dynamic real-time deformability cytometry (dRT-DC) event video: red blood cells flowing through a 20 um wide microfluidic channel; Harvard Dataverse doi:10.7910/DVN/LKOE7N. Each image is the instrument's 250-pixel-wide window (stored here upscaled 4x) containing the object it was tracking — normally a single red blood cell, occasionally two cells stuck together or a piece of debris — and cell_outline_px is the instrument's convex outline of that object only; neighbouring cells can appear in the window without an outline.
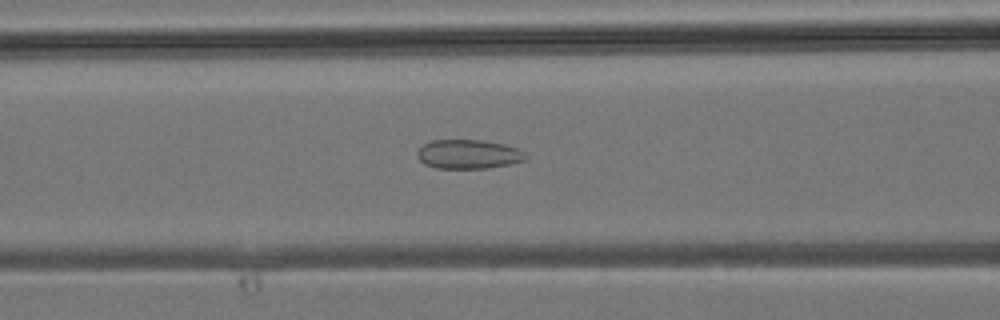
{"species": "common noctule bat (a hibernating species)", "species_latin": "Nyctalus noctula", "temperature_condition": "room temperature", "stored_images_in_passage": 30, "camera_frame_rate_fps": 3000, "um_per_image_px": 0.085, "animal": {"sex": "male", "body_mass_g": 19.2, "forearm_length_mm": 51.8}, "frame": {"image": 1, "passage_image": 9, "time_ms": 2.667, "image_size_px": [1000, 320], "cell_outline_px": [[528, 156], [524, 160], [508, 164], [488, 168], [436, 168], [424, 164], [416, 156], [416, 152], [424, 144], [432, 140], [480, 140], [504, 144], [516, 148], [524, 152]], "centroid_in_image_um": [39.79, 13.11], "position_along_channel_um": 126.8, "area_um2": 18.32}}
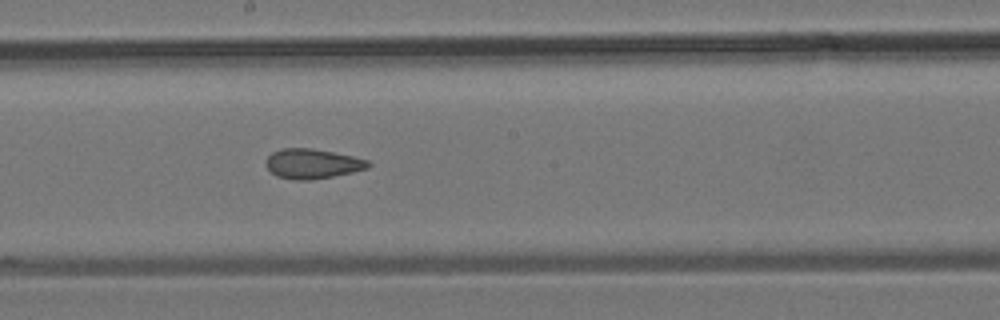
{"frame": {"image": 2, "passage_image": 14, "time_ms": 4.333, "image_size_px": [1000, 320], "cell_outline_px": [[372, 164], [368, 168], [352, 172], [312, 180], [296, 180], [276, 176], [264, 164], [264, 160], [272, 152], [280, 148], [312, 148], [352, 156], [368, 160]], "centroid_in_image_um": [26.52, 13.91], "position_along_channel_um": 221.7, "area_um2": 17.8}}
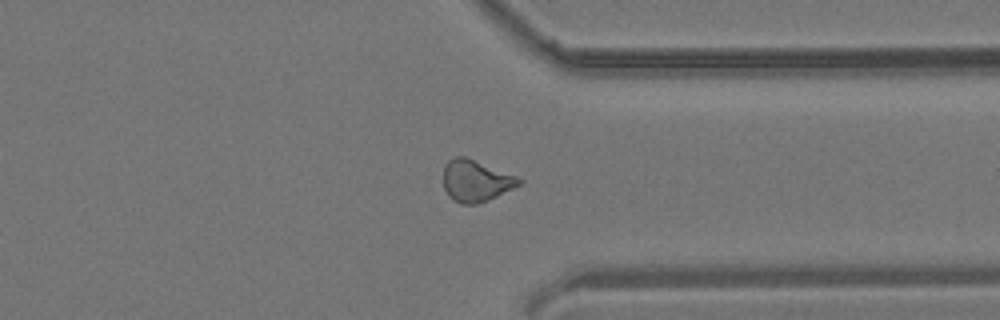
{"frame": {"image": 3, "passage_image": 22, "time_ms": 7.0, "image_size_px": [1000, 320], "cell_outline_px": [[524, 180], [520, 184], [488, 200], [476, 204], [460, 204], [448, 196], [444, 188], [444, 164], [448, 160], [456, 156], [468, 156], [516, 176]], "centroid_in_image_um": [40.42, 15.34], "position_along_channel_um": 371.0, "area_um2": 18.44}}